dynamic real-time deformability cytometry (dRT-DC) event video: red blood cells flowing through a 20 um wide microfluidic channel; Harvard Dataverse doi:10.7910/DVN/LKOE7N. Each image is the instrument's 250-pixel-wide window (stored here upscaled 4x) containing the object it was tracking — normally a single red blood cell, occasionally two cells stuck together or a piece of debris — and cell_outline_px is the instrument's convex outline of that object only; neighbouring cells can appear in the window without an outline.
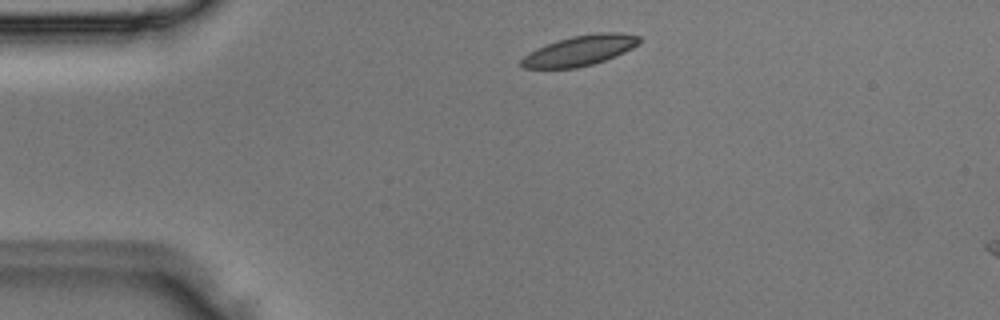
{"species": "Egyptian fruit bat (a non-hibernating species)", "species_latin": "Rousettus aegyptiacus", "temperature_condition": "room temperature", "stored_images_in_passage": 3, "camera_frame_rate_fps": 3000, "um_per_image_px": 0.085, "animal": {"sex": "male"}, "frame": {"image": 1, "passage_image": 1, "time_ms": 0.0, "image_size_px": [1000, 320], "cell_outline_px": [[640, 40], [632, 48], [624, 52], [604, 60], [592, 64], [576, 68], [524, 68], [520, 64], [520, 60], [528, 52], [536, 48], [572, 36], [600, 32], [620, 32], [640, 36]], "centroid_in_image_um": [49.27, 4.29], "position_along_channel_um": 35.7, "area_um2": 20.52}}